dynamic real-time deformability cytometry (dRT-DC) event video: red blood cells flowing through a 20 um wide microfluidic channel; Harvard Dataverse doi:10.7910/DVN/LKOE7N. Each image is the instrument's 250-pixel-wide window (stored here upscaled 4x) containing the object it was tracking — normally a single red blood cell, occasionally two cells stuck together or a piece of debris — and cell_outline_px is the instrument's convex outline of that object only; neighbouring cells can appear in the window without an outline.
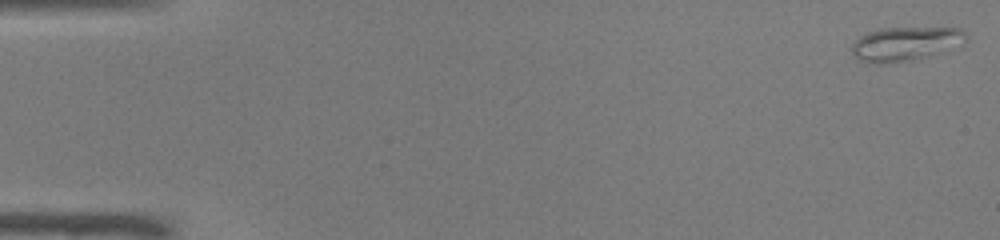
{"species": "common noctule bat (a hibernating species)", "species_latin": "Nyctalus noctula", "temperature_condition": "warm", "stored_images_in_passage": 51, "camera_frame_rate_fps": 3000, "um_per_image_px": 0.085, "animal": {"sex": "male", "body_mass_g": 19.0, "forearm_length_mm": 50.8}, "frame": {"image": 1, "passage_image": 1, "time_ms": 0.0, "image_size_px": [1000, 240], "cell_outline_px": [[968, 36], [964, 44], [912, 60], [880, 64], [860, 60], [852, 52], [852, 44], [860, 36], [868, 32], [880, 28], [960, 28]], "centroid_in_image_um": [76.96, 3.71], "position_along_channel_um": 8.0, "area_um2": 22.31}}
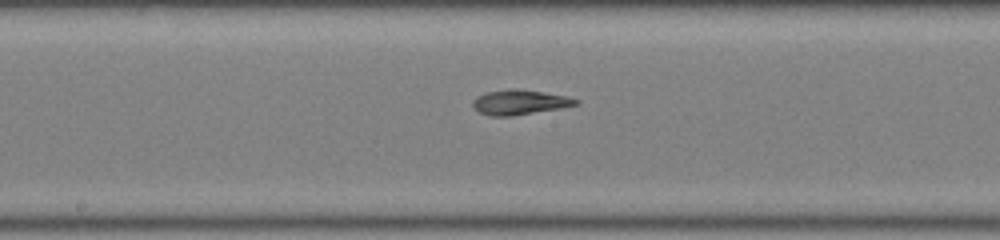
{"frame": {"image": 2, "passage_image": 27, "time_ms": 8.667, "image_size_px": [1000, 240], "cell_outline_px": [[580, 104], [560, 108], [512, 116], [492, 116], [480, 112], [472, 104], [472, 100], [476, 96], [484, 92], [544, 92], [568, 96], [580, 100]], "centroid_in_image_um": [44.22, 8.74], "position_along_channel_um": 204.0, "area_um2": 14.1}}
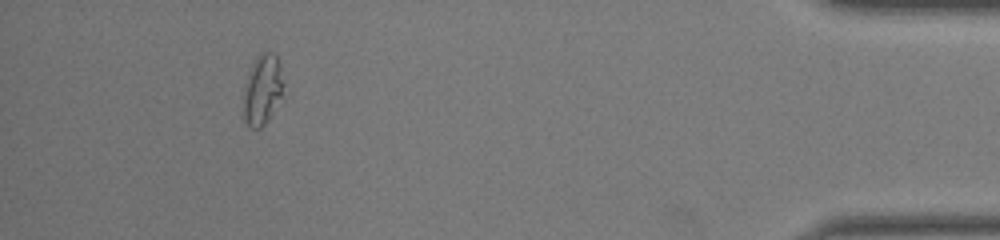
{"frame": {"image": 3, "passage_image": 47, "time_ms": 15.333, "image_size_px": [1000, 240], "cell_outline_px": [[284, 96], [264, 124], [260, 128], [252, 128], [244, 120], [244, 92], [248, 76], [252, 64], [260, 52], [272, 52], [276, 56], [280, 64], [284, 84]], "centroid_in_image_um": [22.35, 7.61], "position_along_channel_um": 412.8, "area_um2": 16.36}, "authors_computed_cell_mechanics": {"area_um2": 15.4904, "velocity_mm_per_s": 3.9984, "shape_relaxation_time_tau1_ms": null, "shape_relaxation_time_tau2_ms": 3.1664, "deformation_change_tau1": null, "deformation_change_tau2": 0.0937}}